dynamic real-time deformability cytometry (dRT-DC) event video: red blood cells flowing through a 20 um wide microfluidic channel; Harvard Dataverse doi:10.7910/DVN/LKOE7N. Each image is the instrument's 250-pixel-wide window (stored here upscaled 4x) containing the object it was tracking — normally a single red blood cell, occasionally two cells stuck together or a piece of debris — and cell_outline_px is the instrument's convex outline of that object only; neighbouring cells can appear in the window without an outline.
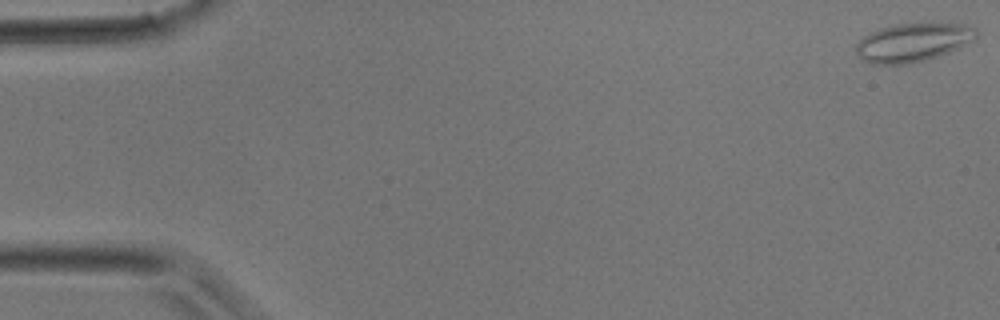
{"species": "common noctule bat (a hibernating species)", "species_latin": "Nyctalus noctula", "temperature_condition": "room temperature", "stored_images_in_passage": 40, "camera_frame_rate_fps": 3000, "um_per_image_px": 0.085, "animal": {"sex": "male", "body_mass_g": 17.9}, "frame": {"image": 1, "passage_image": 1, "time_ms": 0.0, "image_size_px": [1000, 320], "cell_outline_px": [[980, 32], [976, 40], [948, 52], [924, 60], [904, 64], [872, 64], [864, 60], [856, 52], [856, 44], [864, 36], [880, 28], [900, 24], [964, 24], [976, 28]], "centroid_in_image_um": [77.64, 3.6], "position_along_channel_um": 7.4, "area_um2": 26.65}}
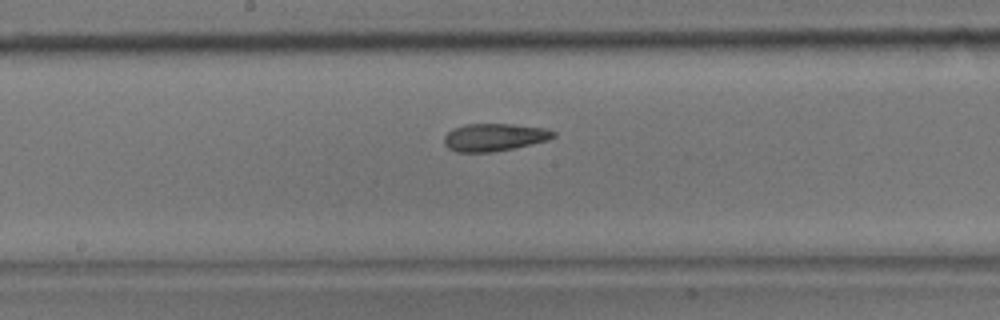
{"frame": {"image": 2, "passage_image": 21, "time_ms": 6.667, "image_size_px": [1000, 320], "cell_outline_px": [[556, 136], [548, 140], [512, 148], [492, 152], [456, 152], [448, 148], [444, 144], [444, 136], [452, 128], [464, 124], [512, 124], [548, 128], [556, 132]], "centroid_in_image_um": [42.01, 11.65], "position_along_channel_um": 206.2, "area_um2": 17.69}}
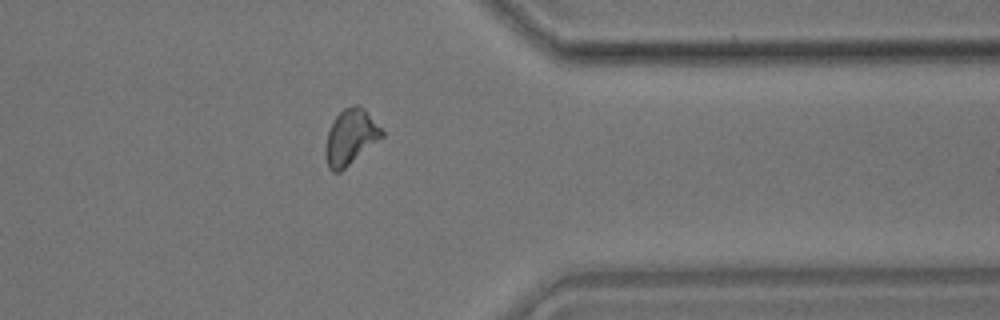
{"frame": {"image": 3, "passage_image": 32, "time_ms": 10.333, "image_size_px": [1000, 320], "cell_outline_px": [[384, 136], [340, 172], [332, 172], [328, 168], [324, 152], [328, 132], [336, 116], [344, 108], [356, 104], [360, 104], [364, 108], [384, 132]], "centroid_in_image_um": [29.79, 11.65], "position_along_channel_um": 381.6, "area_um2": 18.09}}